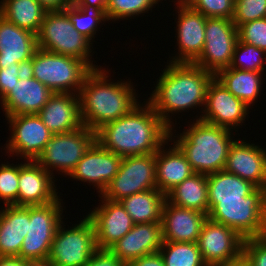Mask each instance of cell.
I'll return each mask as SVG.
<instances>
[{
	"mask_svg": "<svg viewBox=\"0 0 266 266\" xmlns=\"http://www.w3.org/2000/svg\"><path fill=\"white\" fill-rule=\"evenodd\" d=\"M144 105L103 125L96 131V141L121 157L156 153L171 140L170 128L147 101Z\"/></svg>",
	"mask_w": 266,
	"mask_h": 266,
	"instance_id": "1",
	"label": "cell"
},
{
	"mask_svg": "<svg viewBox=\"0 0 266 266\" xmlns=\"http://www.w3.org/2000/svg\"><path fill=\"white\" fill-rule=\"evenodd\" d=\"M169 62L147 102L170 128L172 140L169 113H181L189 108L205 106L207 88L215 75L194 63Z\"/></svg>",
	"mask_w": 266,
	"mask_h": 266,
	"instance_id": "2",
	"label": "cell"
},
{
	"mask_svg": "<svg viewBox=\"0 0 266 266\" xmlns=\"http://www.w3.org/2000/svg\"><path fill=\"white\" fill-rule=\"evenodd\" d=\"M107 74L101 67L93 69L78 94L82 123L94 132L139 105L130 81L109 82Z\"/></svg>",
	"mask_w": 266,
	"mask_h": 266,
	"instance_id": "3",
	"label": "cell"
},
{
	"mask_svg": "<svg viewBox=\"0 0 266 266\" xmlns=\"http://www.w3.org/2000/svg\"><path fill=\"white\" fill-rule=\"evenodd\" d=\"M230 131L233 130L196 119L174 143L185 154L194 172L208 175L224 170L234 141Z\"/></svg>",
	"mask_w": 266,
	"mask_h": 266,
	"instance_id": "4",
	"label": "cell"
},
{
	"mask_svg": "<svg viewBox=\"0 0 266 266\" xmlns=\"http://www.w3.org/2000/svg\"><path fill=\"white\" fill-rule=\"evenodd\" d=\"M93 68L85 61L37 48L27 72L54 93L79 94Z\"/></svg>",
	"mask_w": 266,
	"mask_h": 266,
	"instance_id": "5",
	"label": "cell"
},
{
	"mask_svg": "<svg viewBox=\"0 0 266 266\" xmlns=\"http://www.w3.org/2000/svg\"><path fill=\"white\" fill-rule=\"evenodd\" d=\"M208 218L231 227L243 239L266 236V189L257 188L242 200L219 201Z\"/></svg>",
	"mask_w": 266,
	"mask_h": 266,
	"instance_id": "6",
	"label": "cell"
},
{
	"mask_svg": "<svg viewBox=\"0 0 266 266\" xmlns=\"http://www.w3.org/2000/svg\"><path fill=\"white\" fill-rule=\"evenodd\" d=\"M88 38L78 33L65 11L46 12L40 31L37 34V46L42 50L75 57L87 62L93 69L98 68L89 59L92 56Z\"/></svg>",
	"mask_w": 266,
	"mask_h": 266,
	"instance_id": "7",
	"label": "cell"
},
{
	"mask_svg": "<svg viewBox=\"0 0 266 266\" xmlns=\"http://www.w3.org/2000/svg\"><path fill=\"white\" fill-rule=\"evenodd\" d=\"M63 227L56 231L48 259L55 266H85L98 249L91 219L86 216L71 229Z\"/></svg>",
	"mask_w": 266,
	"mask_h": 266,
	"instance_id": "8",
	"label": "cell"
},
{
	"mask_svg": "<svg viewBox=\"0 0 266 266\" xmlns=\"http://www.w3.org/2000/svg\"><path fill=\"white\" fill-rule=\"evenodd\" d=\"M95 142L96 132L84 125L71 132L53 134L36 161L52 175L57 169L67 176Z\"/></svg>",
	"mask_w": 266,
	"mask_h": 266,
	"instance_id": "9",
	"label": "cell"
},
{
	"mask_svg": "<svg viewBox=\"0 0 266 266\" xmlns=\"http://www.w3.org/2000/svg\"><path fill=\"white\" fill-rule=\"evenodd\" d=\"M61 199L44 205L29 206L28 233L19 257L26 260L46 259L62 220Z\"/></svg>",
	"mask_w": 266,
	"mask_h": 266,
	"instance_id": "10",
	"label": "cell"
},
{
	"mask_svg": "<svg viewBox=\"0 0 266 266\" xmlns=\"http://www.w3.org/2000/svg\"><path fill=\"white\" fill-rule=\"evenodd\" d=\"M152 189H157L155 153L123 157L119 171L101 195L104 199L119 202Z\"/></svg>",
	"mask_w": 266,
	"mask_h": 266,
	"instance_id": "11",
	"label": "cell"
},
{
	"mask_svg": "<svg viewBox=\"0 0 266 266\" xmlns=\"http://www.w3.org/2000/svg\"><path fill=\"white\" fill-rule=\"evenodd\" d=\"M237 41V27L232 19L206 18L203 51L193 63L216 75L230 67Z\"/></svg>",
	"mask_w": 266,
	"mask_h": 266,
	"instance_id": "12",
	"label": "cell"
},
{
	"mask_svg": "<svg viewBox=\"0 0 266 266\" xmlns=\"http://www.w3.org/2000/svg\"><path fill=\"white\" fill-rule=\"evenodd\" d=\"M243 242L231 227L207 218L197 245L207 266H224L242 261Z\"/></svg>",
	"mask_w": 266,
	"mask_h": 266,
	"instance_id": "13",
	"label": "cell"
},
{
	"mask_svg": "<svg viewBox=\"0 0 266 266\" xmlns=\"http://www.w3.org/2000/svg\"><path fill=\"white\" fill-rule=\"evenodd\" d=\"M6 118L12 133L5 146L7 153L36 161L53 133L43 124L38 114L11 115Z\"/></svg>",
	"mask_w": 266,
	"mask_h": 266,
	"instance_id": "14",
	"label": "cell"
},
{
	"mask_svg": "<svg viewBox=\"0 0 266 266\" xmlns=\"http://www.w3.org/2000/svg\"><path fill=\"white\" fill-rule=\"evenodd\" d=\"M204 107L198 119L229 130L242 125L250 109L215 77L208 85Z\"/></svg>",
	"mask_w": 266,
	"mask_h": 266,
	"instance_id": "15",
	"label": "cell"
},
{
	"mask_svg": "<svg viewBox=\"0 0 266 266\" xmlns=\"http://www.w3.org/2000/svg\"><path fill=\"white\" fill-rule=\"evenodd\" d=\"M122 158L114 152L104 149L96 141L68 176L75 180L92 183L102 194L119 171Z\"/></svg>",
	"mask_w": 266,
	"mask_h": 266,
	"instance_id": "16",
	"label": "cell"
},
{
	"mask_svg": "<svg viewBox=\"0 0 266 266\" xmlns=\"http://www.w3.org/2000/svg\"><path fill=\"white\" fill-rule=\"evenodd\" d=\"M102 204L95 207L87 216L91 219L99 249H109L124 237L135 225L131 216L120 202L100 197Z\"/></svg>",
	"mask_w": 266,
	"mask_h": 266,
	"instance_id": "17",
	"label": "cell"
},
{
	"mask_svg": "<svg viewBox=\"0 0 266 266\" xmlns=\"http://www.w3.org/2000/svg\"><path fill=\"white\" fill-rule=\"evenodd\" d=\"M26 162L19 164L18 206L44 205L56 201L59 196L54 185L55 175L47 172L37 161Z\"/></svg>",
	"mask_w": 266,
	"mask_h": 266,
	"instance_id": "18",
	"label": "cell"
},
{
	"mask_svg": "<svg viewBox=\"0 0 266 266\" xmlns=\"http://www.w3.org/2000/svg\"><path fill=\"white\" fill-rule=\"evenodd\" d=\"M227 172L266 189V150L258 145L234 140L227 154Z\"/></svg>",
	"mask_w": 266,
	"mask_h": 266,
	"instance_id": "19",
	"label": "cell"
},
{
	"mask_svg": "<svg viewBox=\"0 0 266 266\" xmlns=\"http://www.w3.org/2000/svg\"><path fill=\"white\" fill-rule=\"evenodd\" d=\"M177 57L171 62L193 63L202 53L205 42L206 18L190 5H177Z\"/></svg>",
	"mask_w": 266,
	"mask_h": 266,
	"instance_id": "20",
	"label": "cell"
},
{
	"mask_svg": "<svg viewBox=\"0 0 266 266\" xmlns=\"http://www.w3.org/2000/svg\"><path fill=\"white\" fill-rule=\"evenodd\" d=\"M54 92L27 71L2 99L5 116L38 114Z\"/></svg>",
	"mask_w": 266,
	"mask_h": 266,
	"instance_id": "21",
	"label": "cell"
},
{
	"mask_svg": "<svg viewBox=\"0 0 266 266\" xmlns=\"http://www.w3.org/2000/svg\"><path fill=\"white\" fill-rule=\"evenodd\" d=\"M163 242L160 222L138 223L109 250L122 262L128 264L134 259L159 252Z\"/></svg>",
	"mask_w": 266,
	"mask_h": 266,
	"instance_id": "22",
	"label": "cell"
},
{
	"mask_svg": "<svg viewBox=\"0 0 266 266\" xmlns=\"http://www.w3.org/2000/svg\"><path fill=\"white\" fill-rule=\"evenodd\" d=\"M208 215L171 204L167 199L161 217L164 242L197 243Z\"/></svg>",
	"mask_w": 266,
	"mask_h": 266,
	"instance_id": "23",
	"label": "cell"
},
{
	"mask_svg": "<svg viewBox=\"0 0 266 266\" xmlns=\"http://www.w3.org/2000/svg\"><path fill=\"white\" fill-rule=\"evenodd\" d=\"M37 48L36 34L0 15V69L15 63L27 67Z\"/></svg>",
	"mask_w": 266,
	"mask_h": 266,
	"instance_id": "24",
	"label": "cell"
},
{
	"mask_svg": "<svg viewBox=\"0 0 266 266\" xmlns=\"http://www.w3.org/2000/svg\"><path fill=\"white\" fill-rule=\"evenodd\" d=\"M38 115L53 134L71 132L83 126L78 94L54 93Z\"/></svg>",
	"mask_w": 266,
	"mask_h": 266,
	"instance_id": "25",
	"label": "cell"
},
{
	"mask_svg": "<svg viewBox=\"0 0 266 266\" xmlns=\"http://www.w3.org/2000/svg\"><path fill=\"white\" fill-rule=\"evenodd\" d=\"M164 145L166 143L155 153L156 186L159 191L167 195L195 172L185 154L175 143L168 151L164 150Z\"/></svg>",
	"mask_w": 266,
	"mask_h": 266,
	"instance_id": "26",
	"label": "cell"
},
{
	"mask_svg": "<svg viewBox=\"0 0 266 266\" xmlns=\"http://www.w3.org/2000/svg\"><path fill=\"white\" fill-rule=\"evenodd\" d=\"M0 211V256H18L28 233L29 206L6 205Z\"/></svg>",
	"mask_w": 266,
	"mask_h": 266,
	"instance_id": "27",
	"label": "cell"
},
{
	"mask_svg": "<svg viewBox=\"0 0 266 266\" xmlns=\"http://www.w3.org/2000/svg\"><path fill=\"white\" fill-rule=\"evenodd\" d=\"M209 211L219 201L242 200L257 187L225 169L207 175Z\"/></svg>",
	"mask_w": 266,
	"mask_h": 266,
	"instance_id": "28",
	"label": "cell"
},
{
	"mask_svg": "<svg viewBox=\"0 0 266 266\" xmlns=\"http://www.w3.org/2000/svg\"><path fill=\"white\" fill-rule=\"evenodd\" d=\"M166 199L176 206L196 210L208 215L207 175L195 172L173 188L166 195Z\"/></svg>",
	"mask_w": 266,
	"mask_h": 266,
	"instance_id": "29",
	"label": "cell"
},
{
	"mask_svg": "<svg viewBox=\"0 0 266 266\" xmlns=\"http://www.w3.org/2000/svg\"><path fill=\"white\" fill-rule=\"evenodd\" d=\"M262 72L243 71L235 68L220 70L215 78L236 98L243 101L248 107L256 101L261 92Z\"/></svg>",
	"mask_w": 266,
	"mask_h": 266,
	"instance_id": "30",
	"label": "cell"
},
{
	"mask_svg": "<svg viewBox=\"0 0 266 266\" xmlns=\"http://www.w3.org/2000/svg\"><path fill=\"white\" fill-rule=\"evenodd\" d=\"M166 201L158 189L133 194L119 202L131 216L135 224L161 222L162 210Z\"/></svg>",
	"mask_w": 266,
	"mask_h": 266,
	"instance_id": "31",
	"label": "cell"
},
{
	"mask_svg": "<svg viewBox=\"0 0 266 266\" xmlns=\"http://www.w3.org/2000/svg\"><path fill=\"white\" fill-rule=\"evenodd\" d=\"M0 4V15L6 20L38 34L47 11L37 0H2Z\"/></svg>",
	"mask_w": 266,
	"mask_h": 266,
	"instance_id": "32",
	"label": "cell"
},
{
	"mask_svg": "<svg viewBox=\"0 0 266 266\" xmlns=\"http://www.w3.org/2000/svg\"><path fill=\"white\" fill-rule=\"evenodd\" d=\"M159 252L165 266H207L194 242H163Z\"/></svg>",
	"mask_w": 266,
	"mask_h": 266,
	"instance_id": "33",
	"label": "cell"
},
{
	"mask_svg": "<svg viewBox=\"0 0 266 266\" xmlns=\"http://www.w3.org/2000/svg\"><path fill=\"white\" fill-rule=\"evenodd\" d=\"M64 11L69 15L74 29L90 41L94 38L100 22L108 21L106 15L100 9L95 7L71 4L66 7Z\"/></svg>",
	"mask_w": 266,
	"mask_h": 266,
	"instance_id": "34",
	"label": "cell"
},
{
	"mask_svg": "<svg viewBox=\"0 0 266 266\" xmlns=\"http://www.w3.org/2000/svg\"><path fill=\"white\" fill-rule=\"evenodd\" d=\"M265 60L266 52L264 50L238 40L234 49L230 68L243 71L263 72Z\"/></svg>",
	"mask_w": 266,
	"mask_h": 266,
	"instance_id": "35",
	"label": "cell"
},
{
	"mask_svg": "<svg viewBox=\"0 0 266 266\" xmlns=\"http://www.w3.org/2000/svg\"><path fill=\"white\" fill-rule=\"evenodd\" d=\"M161 0H106L107 20H118L146 13ZM124 18V19H123Z\"/></svg>",
	"mask_w": 266,
	"mask_h": 266,
	"instance_id": "36",
	"label": "cell"
},
{
	"mask_svg": "<svg viewBox=\"0 0 266 266\" xmlns=\"http://www.w3.org/2000/svg\"><path fill=\"white\" fill-rule=\"evenodd\" d=\"M13 165V166H12ZM19 164L0 165V200L4 205L18 206Z\"/></svg>",
	"mask_w": 266,
	"mask_h": 266,
	"instance_id": "37",
	"label": "cell"
},
{
	"mask_svg": "<svg viewBox=\"0 0 266 266\" xmlns=\"http://www.w3.org/2000/svg\"><path fill=\"white\" fill-rule=\"evenodd\" d=\"M266 18V0H235L232 20L236 27Z\"/></svg>",
	"mask_w": 266,
	"mask_h": 266,
	"instance_id": "38",
	"label": "cell"
},
{
	"mask_svg": "<svg viewBox=\"0 0 266 266\" xmlns=\"http://www.w3.org/2000/svg\"><path fill=\"white\" fill-rule=\"evenodd\" d=\"M238 40L266 52V18L243 23L237 27Z\"/></svg>",
	"mask_w": 266,
	"mask_h": 266,
	"instance_id": "39",
	"label": "cell"
},
{
	"mask_svg": "<svg viewBox=\"0 0 266 266\" xmlns=\"http://www.w3.org/2000/svg\"><path fill=\"white\" fill-rule=\"evenodd\" d=\"M235 0H193L190 6L207 18L232 19Z\"/></svg>",
	"mask_w": 266,
	"mask_h": 266,
	"instance_id": "40",
	"label": "cell"
},
{
	"mask_svg": "<svg viewBox=\"0 0 266 266\" xmlns=\"http://www.w3.org/2000/svg\"><path fill=\"white\" fill-rule=\"evenodd\" d=\"M242 261L247 266H266V236L244 239Z\"/></svg>",
	"mask_w": 266,
	"mask_h": 266,
	"instance_id": "41",
	"label": "cell"
},
{
	"mask_svg": "<svg viewBox=\"0 0 266 266\" xmlns=\"http://www.w3.org/2000/svg\"><path fill=\"white\" fill-rule=\"evenodd\" d=\"M27 71L23 64L15 63L13 66H3L0 69V99L2 100Z\"/></svg>",
	"mask_w": 266,
	"mask_h": 266,
	"instance_id": "42",
	"label": "cell"
},
{
	"mask_svg": "<svg viewBox=\"0 0 266 266\" xmlns=\"http://www.w3.org/2000/svg\"><path fill=\"white\" fill-rule=\"evenodd\" d=\"M85 266H127L109 249H97Z\"/></svg>",
	"mask_w": 266,
	"mask_h": 266,
	"instance_id": "43",
	"label": "cell"
},
{
	"mask_svg": "<svg viewBox=\"0 0 266 266\" xmlns=\"http://www.w3.org/2000/svg\"><path fill=\"white\" fill-rule=\"evenodd\" d=\"M127 266H165V263L160 252H156L134 259Z\"/></svg>",
	"mask_w": 266,
	"mask_h": 266,
	"instance_id": "44",
	"label": "cell"
},
{
	"mask_svg": "<svg viewBox=\"0 0 266 266\" xmlns=\"http://www.w3.org/2000/svg\"><path fill=\"white\" fill-rule=\"evenodd\" d=\"M47 12L64 11L72 4L71 0H37Z\"/></svg>",
	"mask_w": 266,
	"mask_h": 266,
	"instance_id": "45",
	"label": "cell"
},
{
	"mask_svg": "<svg viewBox=\"0 0 266 266\" xmlns=\"http://www.w3.org/2000/svg\"><path fill=\"white\" fill-rule=\"evenodd\" d=\"M73 5L100 9L106 15V0H71Z\"/></svg>",
	"mask_w": 266,
	"mask_h": 266,
	"instance_id": "46",
	"label": "cell"
},
{
	"mask_svg": "<svg viewBox=\"0 0 266 266\" xmlns=\"http://www.w3.org/2000/svg\"><path fill=\"white\" fill-rule=\"evenodd\" d=\"M0 266H28V260L18 256H0Z\"/></svg>",
	"mask_w": 266,
	"mask_h": 266,
	"instance_id": "47",
	"label": "cell"
},
{
	"mask_svg": "<svg viewBox=\"0 0 266 266\" xmlns=\"http://www.w3.org/2000/svg\"><path fill=\"white\" fill-rule=\"evenodd\" d=\"M28 266H55L52 261L46 259L28 260Z\"/></svg>",
	"mask_w": 266,
	"mask_h": 266,
	"instance_id": "48",
	"label": "cell"
},
{
	"mask_svg": "<svg viewBox=\"0 0 266 266\" xmlns=\"http://www.w3.org/2000/svg\"><path fill=\"white\" fill-rule=\"evenodd\" d=\"M193 0H178L177 4L178 5H190Z\"/></svg>",
	"mask_w": 266,
	"mask_h": 266,
	"instance_id": "49",
	"label": "cell"
},
{
	"mask_svg": "<svg viewBox=\"0 0 266 266\" xmlns=\"http://www.w3.org/2000/svg\"><path fill=\"white\" fill-rule=\"evenodd\" d=\"M224 266H247V265L243 261H240V262L235 263V264L224 265Z\"/></svg>",
	"mask_w": 266,
	"mask_h": 266,
	"instance_id": "50",
	"label": "cell"
}]
</instances>
